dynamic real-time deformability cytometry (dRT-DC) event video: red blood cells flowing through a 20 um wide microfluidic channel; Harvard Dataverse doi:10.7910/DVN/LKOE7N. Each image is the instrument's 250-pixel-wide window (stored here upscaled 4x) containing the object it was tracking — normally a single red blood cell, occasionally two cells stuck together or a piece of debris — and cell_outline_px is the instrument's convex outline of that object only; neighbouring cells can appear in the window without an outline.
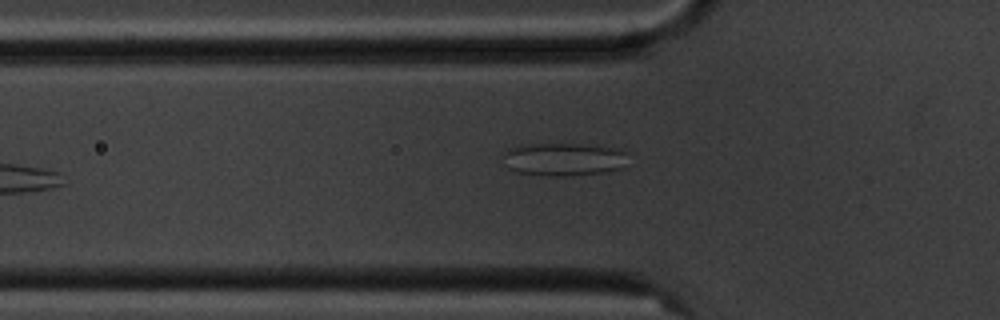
{"species": "common noctule bat (a hibernating species)", "species_latin": "Nyctalus noctula", "temperature_condition": "cold", "stored_images_in_passage": 5, "camera_frame_rate_fps": 3000, "um_per_image_px": 0.085, "animal": {"sex": "male", "body_mass_g": 20.1, "forearm_length_mm": 53.5}, "frame": {"image": 1, "passage_image": 5, "time_ms": 4.667, "image_size_px": [1000, 320], "cell_outline_px": [[628, 152], [624, 168], [608, 172], [572, 176], [540, 176], [516, 172], [508, 168], [504, 156], [508, 148], [520, 144], [596, 144], [616, 148]], "centroid_in_image_um": [47.97, 13.54], "position_along_channel_um": 77.8, "area_um2": 24.68}}